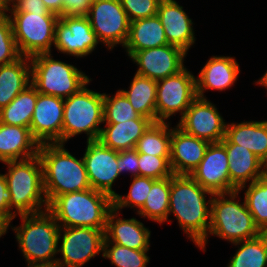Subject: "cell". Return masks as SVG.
Instances as JSON below:
<instances>
[{
	"label": "cell",
	"mask_w": 267,
	"mask_h": 267,
	"mask_svg": "<svg viewBox=\"0 0 267 267\" xmlns=\"http://www.w3.org/2000/svg\"><path fill=\"white\" fill-rule=\"evenodd\" d=\"M213 195L190 175L171 176L168 218L171 214L176 217L179 228L196 247L208 236Z\"/></svg>",
	"instance_id": "cell-1"
},
{
	"label": "cell",
	"mask_w": 267,
	"mask_h": 267,
	"mask_svg": "<svg viewBox=\"0 0 267 267\" xmlns=\"http://www.w3.org/2000/svg\"><path fill=\"white\" fill-rule=\"evenodd\" d=\"M38 156L48 205L62 194L91 188L83 157L78 159L73 156L65 144H40Z\"/></svg>",
	"instance_id": "cell-2"
},
{
	"label": "cell",
	"mask_w": 267,
	"mask_h": 267,
	"mask_svg": "<svg viewBox=\"0 0 267 267\" xmlns=\"http://www.w3.org/2000/svg\"><path fill=\"white\" fill-rule=\"evenodd\" d=\"M21 225L12 226L19 251L27 266L55 267L58 254L60 226L55 217L45 210L40 213L20 215Z\"/></svg>",
	"instance_id": "cell-3"
},
{
	"label": "cell",
	"mask_w": 267,
	"mask_h": 267,
	"mask_svg": "<svg viewBox=\"0 0 267 267\" xmlns=\"http://www.w3.org/2000/svg\"><path fill=\"white\" fill-rule=\"evenodd\" d=\"M7 173L3 174L11 194L10 223L20 215L48 210L44 191L43 169L38 155L25 160L3 162ZM44 207V208H43ZM14 209V211H12Z\"/></svg>",
	"instance_id": "cell-4"
},
{
	"label": "cell",
	"mask_w": 267,
	"mask_h": 267,
	"mask_svg": "<svg viewBox=\"0 0 267 267\" xmlns=\"http://www.w3.org/2000/svg\"><path fill=\"white\" fill-rule=\"evenodd\" d=\"M240 192L216 193L211 201L210 226L207 238L197 247L206 252L209 235L233 244L250 240L262 234L254 222ZM239 199V200H238Z\"/></svg>",
	"instance_id": "cell-5"
},
{
	"label": "cell",
	"mask_w": 267,
	"mask_h": 267,
	"mask_svg": "<svg viewBox=\"0 0 267 267\" xmlns=\"http://www.w3.org/2000/svg\"><path fill=\"white\" fill-rule=\"evenodd\" d=\"M113 208V198L92 188L62 194L49 205L48 211L60 227L106 228V219Z\"/></svg>",
	"instance_id": "cell-6"
},
{
	"label": "cell",
	"mask_w": 267,
	"mask_h": 267,
	"mask_svg": "<svg viewBox=\"0 0 267 267\" xmlns=\"http://www.w3.org/2000/svg\"><path fill=\"white\" fill-rule=\"evenodd\" d=\"M30 63L31 84L41 94L66 99L91 80L76 66L54 59L51 53L34 55Z\"/></svg>",
	"instance_id": "cell-7"
},
{
	"label": "cell",
	"mask_w": 267,
	"mask_h": 267,
	"mask_svg": "<svg viewBox=\"0 0 267 267\" xmlns=\"http://www.w3.org/2000/svg\"><path fill=\"white\" fill-rule=\"evenodd\" d=\"M90 80L78 92L64 99L62 144L85 133L87 141L98 140L103 119V93L88 88Z\"/></svg>",
	"instance_id": "cell-8"
},
{
	"label": "cell",
	"mask_w": 267,
	"mask_h": 267,
	"mask_svg": "<svg viewBox=\"0 0 267 267\" xmlns=\"http://www.w3.org/2000/svg\"><path fill=\"white\" fill-rule=\"evenodd\" d=\"M17 49L21 56L52 53L56 22L55 13L8 12Z\"/></svg>",
	"instance_id": "cell-9"
},
{
	"label": "cell",
	"mask_w": 267,
	"mask_h": 267,
	"mask_svg": "<svg viewBox=\"0 0 267 267\" xmlns=\"http://www.w3.org/2000/svg\"><path fill=\"white\" fill-rule=\"evenodd\" d=\"M104 231L92 227H60L58 254L62 257H57L55 267H82L91 258L103 254Z\"/></svg>",
	"instance_id": "cell-10"
},
{
	"label": "cell",
	"mask_w": 267,
	"mask_h": 267,
	"mask_svg": "<svg viewBox=\"0 0 267 267\" xmlns=\"http://www.w3.org/2000/svg\"><path fill=\"white\" fill-rule=\"evenodd\" d=\"M92 30L108 51L125 45L130 20L120 0H91L88 14Z\"/></svg>",
	"instance_id": "cell-11"
},
{
	"label": "cell",
	"mask_w": 267,
	"mask_h": 267,
	"mask_svg": "<svg viewBox=\"0 0 267 267\" xmlns=\"http://www.w3.org/2000/svg\"><path fill=\"white\" fill-rule=\"evenodd\" d=\"M197 98L196 77L185 67L179 73L157 81V122H167L180 113V119Z\"/></svg>",
	"instance_id": "cell-12"
},
{
	"label": "cell",
	"mask_w": 267,
	"mask_h": 267,
	"mask_svg": "<svg viewBox=\"0 0 267 267\" xmlns=\"http://www.w3.org/2000/svg\"><path fill=\"white\" fill-rule=\"evenodd\" d=\"M101 43L86 15H62L56 22L54 48L76 58L90 55Z\"/></svg>",
	"instance_id": "cell-13"
},
{
	"label": "cell",
	"mask_w": 267,
	"mask_h": 267,
	"mask_svg": "<svg viewBox=\"0 0 267 267\" xmlns=\"http://www.w3.org/2000/svg\"><path fill=\"white\" fill-rule=\"evenodd\" d=\"M177 126L189 135L218 143L225 137L227 122L215 104L197 97L177 122Z\"/></svg>",
	"instance_id": "cell-14"
},
{
	"label": "cell",
	"mask_w": 267,
	"mask_h": 267,
	"mask_svg": "<svg viewBox=\"0 0 267 267\" xmlns=\"http://www.w3.org/2000/svg\"><path fill=\"white\" fill-rule=\"evenodd\" d=\"M86 144L83 160L91 188L114 198L117 193L112 190V186L121 176L117 168V151L99 140L87 141Z\"/></svg>",
	"instance_id": "cell-15"
},
{
	"label": "cell",
	"mask_w": 267,
	"mask_h": 267,
	"mask_svg": "<svg viewBox=\"0 0 267 267\" xmlns=\"http://www.w3.org/2000/svg\"><path fill=\"white\" fill-rule=\"evenodd\" d=\"M187 54L183 49L168 44L135 51L129 58L138 66L135 73L158 81L183 70Z\"/></svg>",
	"instance_id": "cell-16"
},
{
	"label": "cell",
	"mask_w": 267,
	"mask_h": 267,
	"mask_svg": "<svg viewBox=\"0 0 267 267\" xmlns=\"http://www.w3.org/2000/svg\"><path fill=\"white\" fill-rule=\"evenodd\" d=\"M225 146L210 143L203 159L190 176L212 193H228L238 189L231 183Z\"/></svg>",
	"instance_id": "cell-17"
},
{
	"label": "cell",
	"mask_w": 267,
	"mask_h": 267,
	"mask_svg": "<svg viewBox=\"0 0 267 267\" xmlns=\"http://www.w3.org/2000/svg\"><path fill=\"white\" fill-rule=\"evenodd\" d=\"M63 113V98L37 92L30 130L39 144H62Z\"/></svg>",
	"instance_id": "cell-18"
},
{
	"label": "cell",
	"mask_w": 267,
	"mask_h": 267,
	"mask_svg": "<svg viewBox=\"0 0 267 267\" xmlns=\"http://www.w3.org/2000/svg\"><path fill=\"white\" fill-rule=\"evenodd\" d=\"M210 142L171 127L170 166L173 174L190 175L203 159Z\"/></svg>",
	"instance_id": "cell-19"
},
{
	"label": "cell",
	"mask_w": 267,
	"mask_h": 267,
	"mask_svg": "<svg viewBox=\"0 0 267 267\" xmlns=\"http://www.w3.org/2000/svg\"><path fill=\"white\" fill-rule=\"evenodd\" d=\"M157 16L163 25L168 44L177 46L188 53L196 37L193 21L176 0H161Z\"/></svg>",
	"instance_id": "cell-20"
},
{
	"label": "cell",
	"mask_w": 267,
	"mask_h": 267,
	"mask_svg": "<svg viewBox=\"0 0 267 267\" xmlns=\"http://www.w3.org/2000/svg\"><path fill=\"white\" fill-rule=\"evenodd\" d=\"M114 207L109 211L104 242H112L133 250H149L151 231L135 217L122 219ZM119 216V217H118Z\"/></svg>",
	"instance_id": "cell-21"
},
{
	"label": "cell",
	"mask_w": 267,
	"mask_h": 267,
	"mask_svg": "<svg viewBox=\"0 0 267 267\" xmlns=\"http://www.w3.org/2000/svg\"><path fill=\"white\" fill-rule=\"evenodd\" d=\"M239 65L231 56L210 57L196 77L197 97L207 99V90L222 92L233 87L241 71Z\"/></svg>",
	"instance_id": "cell-22"
},
{
	"label": "cell",
	"mask_w": 267,
	"mask_h": 267,
	"mask_svg": "<svg viewBox=\"0 0 267 267\" xmlns=\"http://www.w3.org/2000/svg\"><path fill=\"white\" fill-rule=\"evenodd\" d=\"M40 144L31 130L0 123V162L25 160L38 155Z\"/></svg>",
	"instance_id": "cell-23"
},
{
	"label": "cell",
	"mask_w": 267,
	"mask_h": 267,
	"mask_svg": "<svg viewBox=\"0 0 267 267\" xmlns=\"http://www.w3.org/2000/svg\"><path fill=\"white\" fill-rule=\"evenodd\" d=\"M222 144H237L261 160L267 155V120L227 123Z\"/></svg>",
	"instance_id": "cell-24"
},
{
	"label": "cell",
	"mask_w": 267,
	"mask_h": 267,
	"mask_svg": "<svg viewBox=\"0 0 267 267\" xmlns=\"http://www.w3.org/2000/svg\"><path fill=\"white\" fill-rule=\"evenodd\" d=\"M152 123L151 119L143 116L121 123H103L105 126L102 127L98 140L116 151L135 149L139 138Z\"/></svg>",
	"instance_id": "cell-25"
},
{
	"label": "cell",
	"mask_w": 267,
	"mask_h": 267,
	"mask_svg": "<svg viewBox=\"0 0 267 267\" xmlns=\"http://www.w3.org/2000/svg\"><path fill=\"white\" fill-rule=\"evenodd\" d=\"M223 145L228 155L230 180L237 189L262 177V162L257 155L237 144Z\"/></svg>",
	"instance_id": "cell-26"
},
{
	"label": "cell",
	"mask_w": 267,
	"mask_h": 267,
	"mask_svg": "<svg viewBox=\"0 0 267 267\" xmlns=\"http://www.w3.org/2000/svg\"><path fill=\"white\" fill-rule=\"evenodd\" d=\"M168 45L165 31L157 15L130 21L129 35L123 48L128 57L135 51Z\"/></svg>",
	"instance_id": "cell-27"
},
{
	"label": "cell",
	"mask_w": 267,
	"mask_h": 267,
	"mask_svg": "<svg viewBox=\"0 0 267 267\" xmlns=\"http://www.w3.org/2000/svg\"><path fill=\"white\" fill-rule=\"evenodd\" d=\"M31 85L30 57L0 66V110Z\"/></svg>",
	"instance_id": "cell-28"
},
{
	"label": "cell",
	"mask_w": 267,
	"mask_h": 267,
	"mask_svg": "<svg viewBox=\"0 0 267 267\" xmlns=\"http://www.w3.org/2000/svg\"><path fill=\"white\" fill-rule=\"evenodd\" d=\"M120 90L138 114L157 122V81L135 73L129 89Z\"/></svg>",
	"instance_id": "cell-29"
},
{
	"label": "cell",
	"mask_w": 267,
	"mask_h": 267,
	"mask_svg": "<svg viewBox=\"0 0 267 267\" xmlns=\"http://www.w3.org/2000/svg\"><path fill=\"white\" fill-rule=\"evenodd\" d=\"M37 101V89L31 84L0 110V123L30 129Z\"/></svg>",
	"instance_id": "cell-30"
},
{
	"label": "cell",
	"mask_w": 267,
	"mask_h": 267,
	"mask_svg": "<svg viewBox=\"0 0 267 267\" xmlns=\"http://www.w3.org/2000/svg\"><path fill=\"white\" fill-rule=\"evenodd\" d=\"M171 176L154 180L142 209L136 213L158 224L172 222L168 219Z\"/></svg>",
	"instance_id": "cell-31"
},
{
	"label": "cell",
	"mask_w": 267,
	"mask_h": 267,
	"mask_svg": "<svg viewBox=\"0 0 267 267\" xmlns=\"http://www.w3.org/2000/svg\"><path fill=\"white\" fill-rule=\"evenodd\" d=\"M238 247L227 267H267V233L233 243Z\"/></svg>",
	"instance_id": "cell-32"
},
{
	"label": "cell",
	"mask_w": 267,
	"mask_h": 267,
	"mask_svg": "<svg viewBox=\"0 0 267 267\" xmlns=\"http://www.w3.org/2000/svg\"><path fill=\"white\" fill-rule=\"evenodd\" d=\"M171 123L153 122L139 138L135 150L138 153L170 157Z\"/></svg>",
	"instance_id": "cell-33"
},
{
	"label": "cell",
	"mask_w": 267,
	"mask_h": 267,
	"mask_svg": "<svg viewBox=\"0 0 267 267\" xmlns=\"http://www.w3.org/2000/svg\"><path fill=\"white\" fill-rule=\"evenodd\" d=\"M242 190H245L243 198L256 226L267 233V179L261 177L238 189L240 193Z\"/></svg>",
	"instance_id": "cell-34"
},
{
	"label": "cell",
	"mask_w": 267,
	"mask_h": 267,
	"mask_svg": "<svg viewBox=\"0 0 267 267\" xmlns=\"http://www.w3.org/2000/svg\"><path fill=\"white\" fill-rule=\"evenodd\" d=\"M149 250H133L112 242H103L102 257L116 267H146L149 263Z\"/></svg>",
	"instance_id": "cell-35"
},
{
	"label": "cell",
	"mask_w": 267,
	"mask_h": 267,
	"mask_svg": "<svg viewBox=\"0 0 267 267\" xmlns=\"http://www.w3.org/2000/svg\"><path fill=\"white\" fill-rule=\"evenodd\" d=\"M103 110L104 123H121L141 117L120 89L112 96L103 93Z\"/></svg>",
	"instance_id": "cell-36"
},
{
	"label": "cell",
	"mask_w": 267,
	"mask_h": 267,
	"mask_svg": "<svg viewBox=\"0 0 267 267\" xmlns=\"http://www.w3.org/2000/svg\"><path fill=\"white\" fill-rule=\"evenodd\" d=\"M131 180L128 194H117L113 198V207L117 211L130 207V209H136L138 213L142 209L154 181V179L145 176H134Z\"/></svg>",
	"instance_id": "cell-37"
},
{
	"label": "cell",
	"mask_w": 267,
	"mask_h": 267,
	"mask_svg": "<svg viewBox=\"0 0 267 267\" xmlns=\"http://www.w3.org/2000/svg\"><path fill=\"white\" fill-rule=\"evenodd\" d=\"M139 176H145L154 180L163 179L173 175L170 166V157H159L138 153Z\"/></svg>",
	"instance_id": "cell-38"
},
{
	"label": "cell",
	"mask_w": 267,
	"mask_h": 267,
	"mask_svg": "<svg viewBox=\"0 0 267 267\" xmlns=\"http://www.w3.org/2000/svg\"><path fill=\"white\" fill-rule=\"evenodd\" d=\"M20 57L10 18L8 14L0 16V66L15 62Z\"/></svg>",
	"instance_id": "cell-39"
},
{
	"label": "cell",
	"mask_w": 267,
	"mask_h": 267,
	"mask_svg": "<svg viewBox=\"0 0 267 267\" xmlns=\"http://www.w3.org/2000/svg\"><path fill=\"white\" fill-rule=\"evenodd\" d=\"M130 21L157 15L161 0H120Z\"/></svg>",
	"instance_id": "cell-40"
},
{
	"label": "cell",
	"mask_w": 267,
	"mask_h": 267,
	"mask_svg": "<svg viewBox=\"0 0 267 267\" xmlns=\"http://www.w3.org/2000/svg\"><path fill=\"white\" fill-rule=\"evenodd\" d=\"M118 170L121 174L131 173V177L139 176L138 152L135 149L117 151Z\"/></svg>",
	"instance_id": "cell-41"
},
{
	"label": "cell",
	"mask_w": 267,
	"mask_h": 267,
	"mask_svg": "<svg viewBox=\"0 0 267 267\" xmlns=\"http://www.w3.org/2000/svg\"><path fill=\"white\" fill-rule=\"evenodd\" d=\"M10 200L11 194L7 188L6 178L0 173V218L7 224L10 223Z\"/></svg>",
	"instance_id": "cell-42"
},
{
	"label": "cell",
	"mask_w": 267,
	"mask_h": 267,
	"mask_svg": "<svg viewBox=\"0 0 267 267\" xmlns=\"http://www.w3.org/2000/svg\"><path fill=\"white\" fill-rule=\"evenodd\" d=\"M8 12L52 13L42 0H18Z\"/></svg>",
	"instance_id": "cell-43"
},
{
	"label": "cell",
	"mask_w": 267,
	"mask_h": 267,
	"mask_svg": "<svg viewBox=\"0 0 267 267\" xmlns=\"http://www.w3.org/2000/svg\"><path fill=\"white\" fill-rule=\"evenodd\" d=\"M91 0H64V15H87Z\"/></svg>",
	"instance_id": "cell-44"
},
{
	"label": "cell",
	"mask_w": 267,
	"mask_h": 267,
	"mask_svg": "<svg viewBox=\"0 0 267 267\" xmlns=\"http://www.w3.org/2000/svg\"><path fill=\"white\" fill-rule=\"evenodd\" d=\"M44 5L50 12L58 16L64 15V0H42Z\"/></svg>",
	"instance_id": "cell-45"
},
{
	"label": "cell",
	"mask_w": 267,
	"mask_h": 267,
	"mask_svg": "<svg viewBox=\"0 0 267 267\" xmlns=\"http://www.w3.org/2000/svg\"><path fill=\"white\" fill-rule=\"evenodd\" d=\"M255 84H258L260 86L265 87V89L267 90V70L266 72L262 75L261 78H259L257 81H254ZM267 94V93H266Z\"/></svg>",
	"instance_id": "cell-46"
},
{
	"label": "cell",
	"mask_w": 267,
	"mask_h": 267,
	"mask_svg": "<svg viewBox=\"0 0 267 267\" xmlns=\"http://www.w3.org/2000/svg\"><path fill=\"white\" fill-rule=\"evenodd\" d=\"M8 232V224L0 218V238Z\"/></svg>",
	"instance_id": "cell-47"
},
{
	"label": "cell",
	"mask_w": 267,
	"mask_h": 267,
	"mask_svg": "<svg viewBox=\"0 0 267 267\" xmlns=\"http://www.w3.org/2000/svg\"><path fill=\"white\" fill-rule=\"evenodd\" d=\"M0 1L7 10L13 8V6L18 2V0H0Z\"/></svg>",
	"instance_id": "cell-48"
},
{
	"label": "cell",
	"mask_w": 267,
	"mask_h": 267,
	"mask_svg": "<svg viewBox=\"0 0 267 267\" xmlns=\"http://www.w3.org/2000/svg\"><path fill=\"white\" fill-rule=\"evenodd\" d=\"M262 162V177L267 179V155L261 160Z\"/></svg>",
	"instance_id": "cell-49"
},
{
	"label": "cell",
	"mask_w": 267,
	"mask_h": 267,
	"mask_svg": "<svg viewBox=\"0 0 267 267\" xmlns=\"http://www.w3.org/2000/svg\"><path fill=\"white\" fill-rule=\"evenodd\" d=\"M8 13V10L3 6V4L0 1V16L6 15Z\"/></svg>",
	"instance_id": "cell-50"
}]
</instances>
